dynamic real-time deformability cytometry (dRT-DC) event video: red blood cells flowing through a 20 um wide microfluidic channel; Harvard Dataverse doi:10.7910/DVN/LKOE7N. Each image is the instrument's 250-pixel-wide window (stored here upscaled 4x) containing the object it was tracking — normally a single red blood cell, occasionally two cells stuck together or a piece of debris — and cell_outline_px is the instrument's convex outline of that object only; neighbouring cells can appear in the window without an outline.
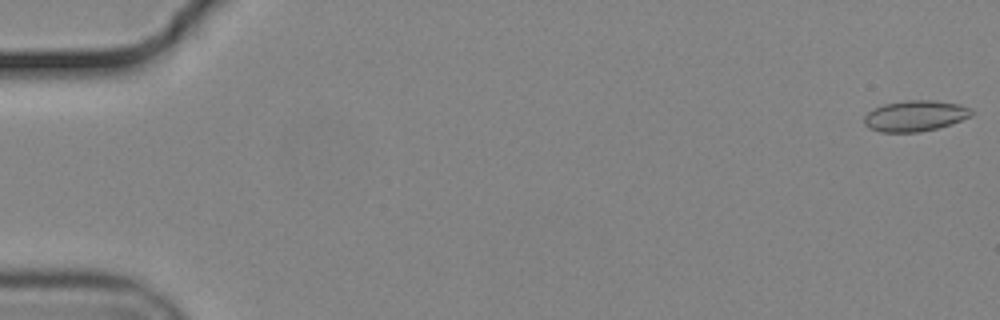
{"species": "common noctule bat (a hibernating species)", "species_latin": "Nyctalus noctula", "temperature_condition": "cold", "stored_images_in_passage": 56, "camera_frame_rate_fps": 3000, "um_per_image_px": 0.085, "animal": {"sex": "male", "body_mass_g": 19.2, "forearm_length_mm": 51.8}, "frame": {"image": 1, "passage_image": 1, "time_ms": 0.0, "image_size_px": [1000, 320], "cell_outline_px": [[972, 116], [952, 124], [920, 132], [880, 132], [868, 128], [864, 124], [864, 116], [868, 112], [884, 104], [908, 100], [932, 100], [960, 104], [972, 108]], "centroid_in_image_um": [77.81, 9.85], "position_along_channel_um": 7.2, "area_um2": 19.36}}
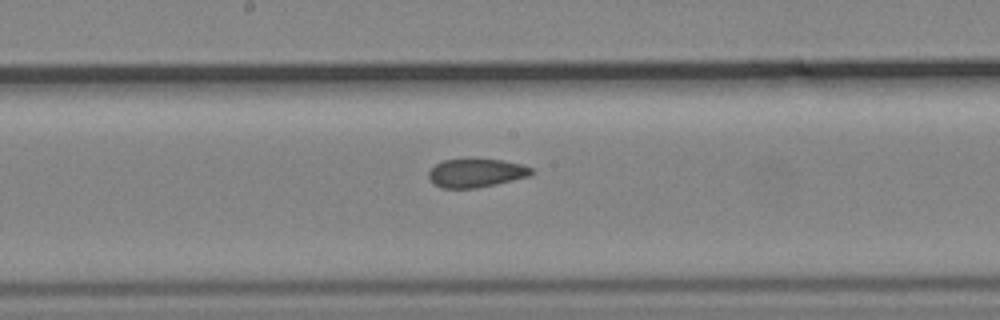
{"frame": {"image": 2, "passage_image": 30, "time_ms": 9.667, "image_size_px": [1000, 320], "cell_outline_px": [[536, 172], [532, 176], [496, 184], [476, 188], [440, 188], [428, 180], [428, 172], [436, 164], [444, 160], [500, 160], [520, 164], [532, 168]], "centroid_in_image_um": [40.48, 14.73], "position_along_channel_um": 207.7, "area_um2": 17.05}}
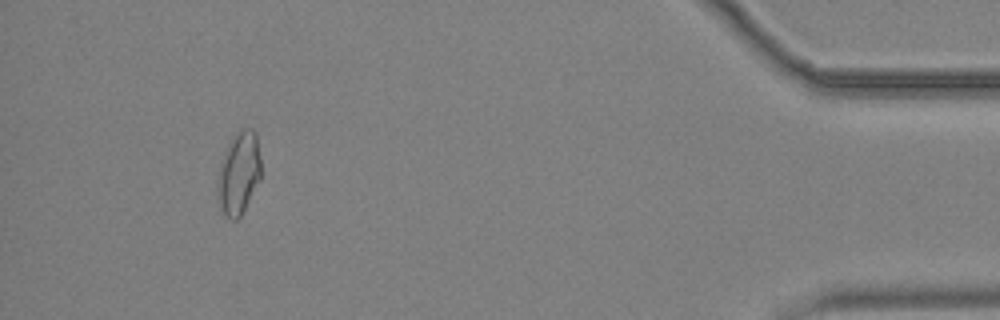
{"frame": {"image": 3, "passage_image": 52, "time_ms": 17.0, "image_size_px": [1000, 320], "cell_outline_px": [[260, 180], [240, 216], [236, 220], [232, 220], [224, 212], [216, 196], [216, 180], [220, 160], [228, 144], [236, 132], [244, 128], [252, 128], [256, 132], [260, 156]], "centroid_in_image_um": [20.27, 14.68], "position_along_channel_um": 414.9, "area_um2": 21.04}, "authors_computed_cell_mechanics": {"area_um2": 18.496, "velocity_mm_per_s": 3.7068, "shape_relaxation_time_tau1_ms": null, "shape_relaxation_time_tau2_ms": 2.1821, "deformation_change_tau1": null, "deformation_change_tau2": 0.065}}